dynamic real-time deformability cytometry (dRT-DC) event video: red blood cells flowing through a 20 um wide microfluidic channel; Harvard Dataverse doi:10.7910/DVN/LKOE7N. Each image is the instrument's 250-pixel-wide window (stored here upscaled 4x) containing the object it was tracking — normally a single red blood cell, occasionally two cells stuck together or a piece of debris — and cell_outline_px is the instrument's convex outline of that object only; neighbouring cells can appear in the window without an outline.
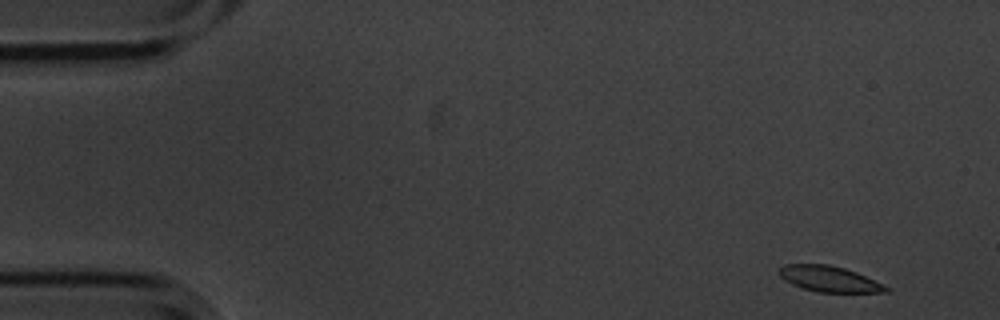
{"species": "common noctule bat (a hibernating species)", "species_latin": "Nyctalus noctula", "temperature_condition": "cold", "stored_images_in_passage": 55, "camera_frame_rate_fps": 3000, "um_per_image_px": 0.085, "animal": {"sex": "male", "body_mass_g": 20.1, "forearm_length_mm": 53.5}, "frame": {"image": 1, "passage_image": 1, "time_ms": 0.0, "image_size_px": [1000, 320], "cell_outline_px": [[888, 292], [816, 292], [792, 284], [784, 280], [776, 272], [784, 264], [828, 264], [844, 268], [856, 272], [888, 288]], "centroid_in_image_um": [70.39, 23.7], "position_along_channel_um": 14.6, "area_um2": 15.78}}
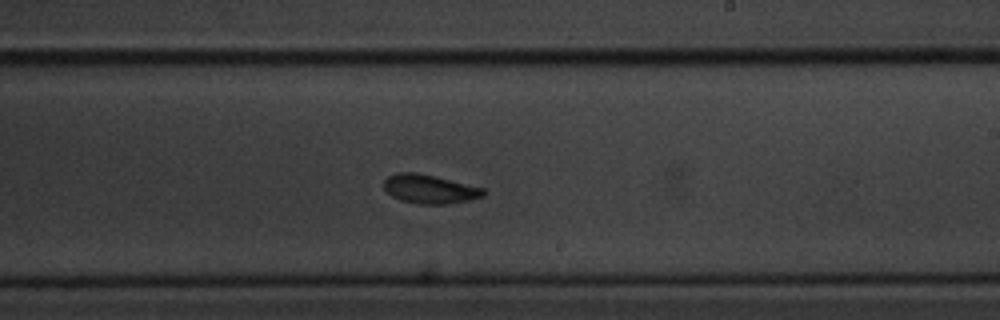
{"frame": {"image": 2, "passage_image": 31, "time_ms": 10.0, "image_size_px": [1000, 320], "cell_outline_px": [[488, 192], [484, 196], [468, 200], [444, 204], [420, 204], [400, 200], [392, 196], [384, 188], [384, 180], [388, 176], [396, 172], [416, 172], [484, 188]], "centroid_in_image_um": [36.51, 16.07], "position_along_channel_um": 252.5, "area_um2": 16.65}}
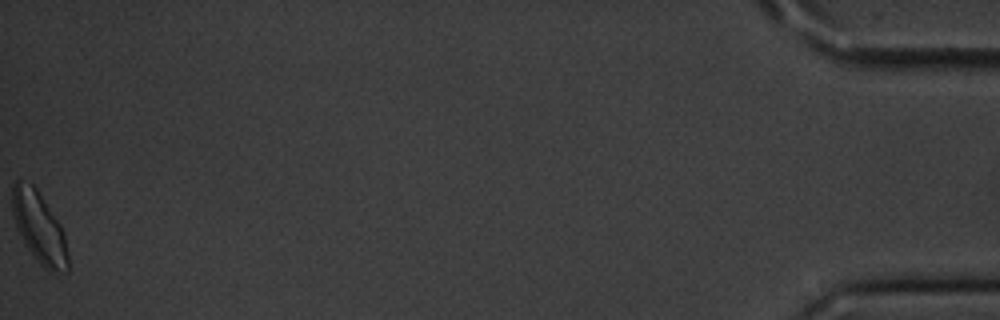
{"frame": {"image": 3, "passage_image": 55, "time_ms": 18.0, "image_size_px": [1000, 320], "cell_outline_px": [[68, 272], [48, 272], [40, 264], [28, 248], [16, 224], [12, 212], [12, 184], [16, 180], [20, 180], [32, 184], [36, 188], [60, 224], [64, 232], [68, 256]], "centroid_in_image_um": [3.34, 19.35], "position_along_channel_um": 431.9, "area_um2": 22.77}, "authors_computed_cell_mechanics": {"area_um2": 16.8776, "velocity_mm_per_s": 3.4527, "shape_relaxation_time_tau1_ms": 2.341, "shape_relaxation_time_tau2_ms": null, "deformation_change_tau1": 0.1049, "deformation_change_tau2": null}}